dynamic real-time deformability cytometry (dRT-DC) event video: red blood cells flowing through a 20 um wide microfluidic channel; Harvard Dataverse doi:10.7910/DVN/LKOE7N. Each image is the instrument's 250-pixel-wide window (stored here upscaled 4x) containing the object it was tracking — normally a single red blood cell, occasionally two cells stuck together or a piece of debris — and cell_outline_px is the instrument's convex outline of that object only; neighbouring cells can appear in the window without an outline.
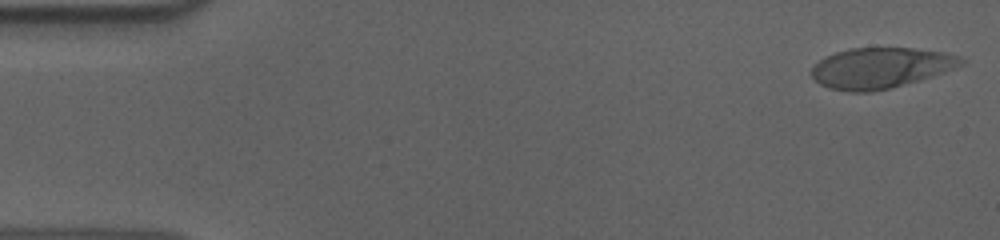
{"species": "human", "species_latin": "Homo sapiens", "temperature_condition": "cold", "stored_images_in_passage": 55, "camera_frame_rate_fps": 3000, "um_per_image_px": 0.085, "donor": {"sex": "male"}, "frame": {"image": 1, "passage_image": 1, "time_ms": 0.0, "image_size_px": [1000, 240], "cell_outline_px": [[968, 60], [964, 64], [944, 72], [888, 88], [872, 92], [852, 92], [832, 88], [820, 84], [812, 76], [812, 68], [824, 56], [836, 52], [852, 48], [912, 48], [944, 52], [960, 56]], "centroid_in_image_um": [74.87, 5.75], "position_along_channel_um": 10.1, "area_um2": 34.97}}
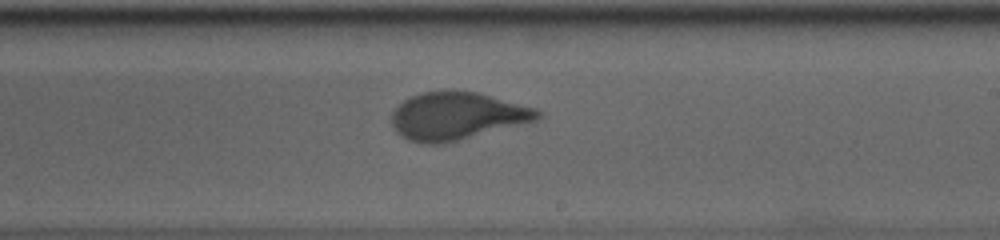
{"frame": {"image": 2, "passage_image": 32, "time_ms": 10.333, "image_size_px": [1000, 240], "cell_outline_px": [[544, 116], [536, 120], [444, 144], [420, 144], [408, 140], [400, 136], [396, 132], [392, 124], [392, 112], [404, 100], [412, 96], [424, 92], [476, 92], [536, 108]], "centroid_in_image_um": [38.82, 9.89], "position_along_channel_um": 250.2, "area_um2": 40.0}}
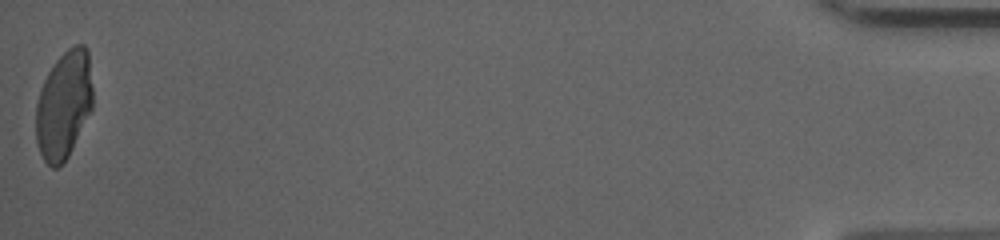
{"frame": {"image": 3, "passage_image": 55, "time_ms": 18.0, "image_size_px": [1000, 240], "cell_outline_px": [[92, 108], [68, 156], [56, 168], [52, 168], [44, 160], [40, 152], [36, 140], [36, 104], [40, 88], [48, 72], [56, 60], [72, 44], [84, 44], [88, 48], [92, 88]], "centroid_in_image_um": [5.42, 8.88], "position_along_channel_um": 429.8, "area_um2": 35.66}, "authors_computed_cell_mechanics": {"area_um2": 38.7838, "velocity_mm_per_s": 3.6089, "shape_relaxation_time_tau1_ms": 6.827, "shape_relaxation_time_tau2_ms": null, "deformation_change_tau1": 0.219, "deformation_change_tau2": null}}